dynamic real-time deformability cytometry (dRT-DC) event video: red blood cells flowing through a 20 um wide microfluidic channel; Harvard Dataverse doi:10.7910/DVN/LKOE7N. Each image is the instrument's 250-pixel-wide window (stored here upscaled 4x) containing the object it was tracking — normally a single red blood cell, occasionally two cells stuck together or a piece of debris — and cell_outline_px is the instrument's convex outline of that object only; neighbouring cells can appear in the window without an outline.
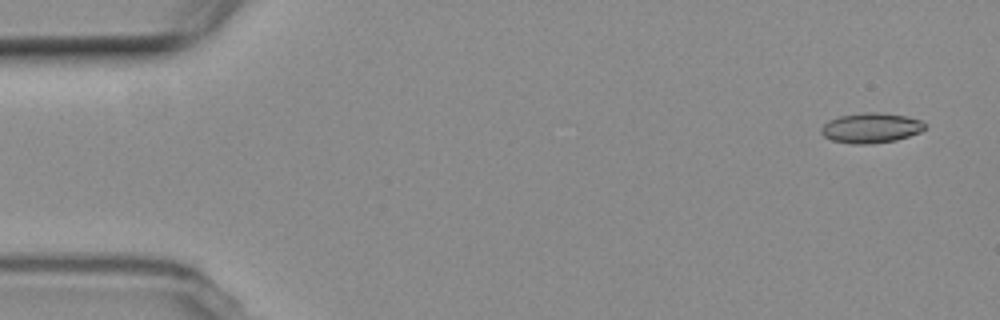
{"species": "common noctule bat (a hibernating species)", "species_latin": "Nyctalus noctula", "temperature_condition": "room temperature", "stored_images_in_passage": 5, "camera_frame_rate_fps": 3000, "um_per_image_px": 0.085, "animal": {"sex": "female", "body_mass_g": 19.3, "forearm_length_mm": 54.1}, "frame": {"image": 1, "passage_image": 1, "time_ms": 0.0, "image_size_px": [1000, 320], "cell_outline_px": [[928, 128], [920, 132], [896, 140], [872, 144], [852, 144], [832, 140], [824, 136], [820, 132], [820, 128], [828, 120], [840, 116], [864, 112], [876, 112], [908, 116], [920, 120], [928, 124]], "centroid_in_image_um": [74.06, 10.87], "position_along_channel_um": 10.9, "area_um2": 18.38}}
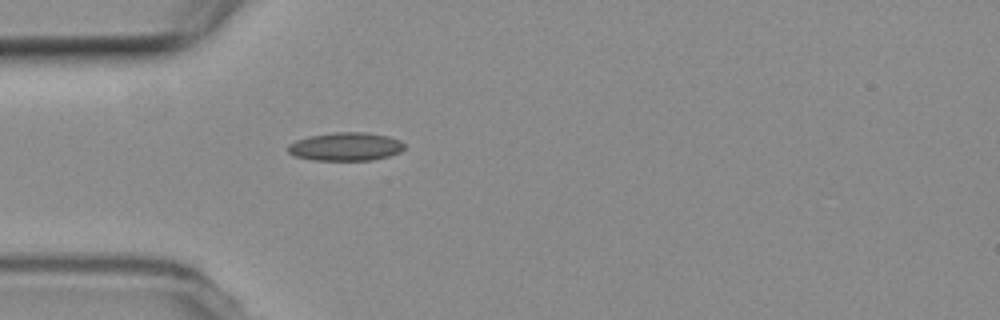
{"frame": {"image": 2, "passage_image": 5, "time_ms": 4.667, "image_size_px": [1000, 320], "cell_outline_px": [[404, 148], [400, 152], [388, 156], [372, 160], [312, 160], [296, 156], [288, 152], [288, 144], [296, 140], [308, 136], [336, 132], [364, 132], [388, 136], [400, 140], [404, 144]], "centroid_in_image_um": [29.37, 12.46], "position_along_channel_um": 55.6, "area_um2": 19.19}}